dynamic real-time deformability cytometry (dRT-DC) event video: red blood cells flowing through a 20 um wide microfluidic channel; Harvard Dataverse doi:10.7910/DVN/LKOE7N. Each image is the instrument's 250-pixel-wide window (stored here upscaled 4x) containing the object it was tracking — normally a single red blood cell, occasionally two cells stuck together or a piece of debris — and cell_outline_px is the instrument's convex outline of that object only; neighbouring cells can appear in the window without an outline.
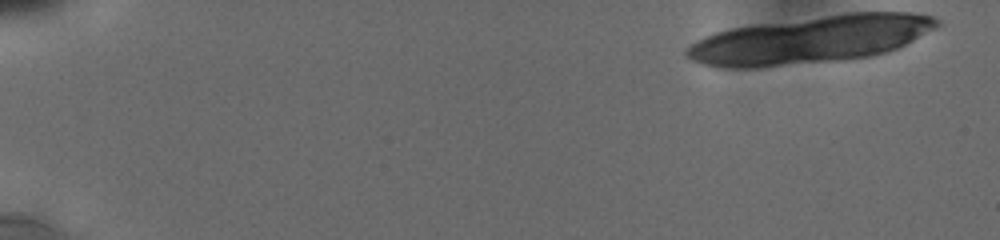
{"species": "human", "species_latin": "Homo sapiens", "temperature_condition": "cold", "stored_images_in_passage": 14, "camera_frame_rate_fps": 3000, "um_per_image_px": 0.085, "donor": {"sex": "male"}, "frame": {"image": 1, "passage_image": 1, "time_ms": 0.0, "image_size_px": [1000, 240], "cell_outline_px": [[944, 24], [896, 48], [884, 52], [868, 56], [836, 60], [764, 68], [720, 68], [704, 64], [692, 60], [684, 52], [688, 44], [704, 36], [716, 32], [732, 28], [844, 12], [912, 12], [932, 16], [940, 20]], "centroid_in_image_um": [68.87, 3.36], "position_along_channel_um": 16.1, "area_um2": 69.42}}
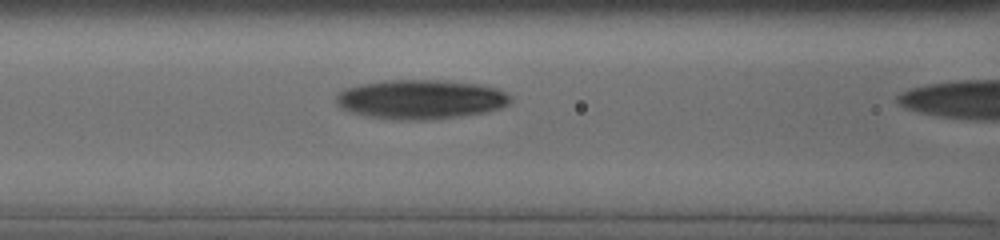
{"frame": {"image": 2, "passage_image": 13, "time_ms": 6.667, "image_size_px": [1000, 240], "cell_outline_px": [[512, 100], [508, 104], [500, 108], [484, 112], [456, 116], [424, 120], [396, 120], [368, 116], [352, 112], [340, 108], [336, 100], [336, 96], [344, 88], [360, 84], [384, 80], [444, 80], [484, 84], [496, 88], [512, 96]], "centroid_in_image_um": [35.76, 8.43], "position_along_channel_um": 130.8, "area_um2": 40.06}}